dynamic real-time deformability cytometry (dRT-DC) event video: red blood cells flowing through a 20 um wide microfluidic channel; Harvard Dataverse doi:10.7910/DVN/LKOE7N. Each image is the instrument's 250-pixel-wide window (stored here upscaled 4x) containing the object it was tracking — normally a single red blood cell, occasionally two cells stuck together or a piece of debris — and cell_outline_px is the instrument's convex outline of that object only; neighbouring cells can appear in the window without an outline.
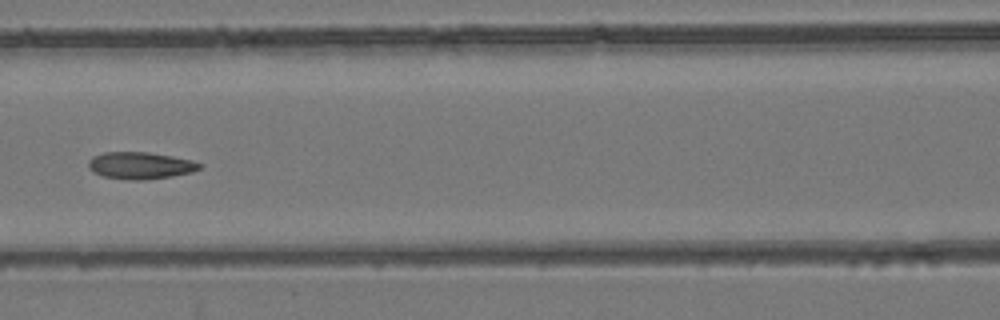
{"species": "common noctule bat (a hibernating species)", "species_latin": "Nyctalus noctula", "temperature_condition": "room temperature", "stored_images_in_passage": 6, "camera_frame_rate_fps": 3000, "um_per_image_px": 0.085, "animal": {"sex": "female", "body_mass_g": 24.6, "forearm_length_mm": 56.2}, "frame": {"image": 1, "passage_image": 5, "time_ms": 4.667, "image_size_px": [1000, 320], "cell_outline_px": [[204, 164], [200, 168], [192, 172], [172, 176], [144, 180], [132, 180], [104, 176], [92, 172], [88, 168], [88, 160], [92, 156], [104, 152], [148, 152], [172, 156], [192, 160]], "centroid_in_image_um": [11.92, 14.06], "position_along_channel_um": 154.7, "area_um2": 17.57}}
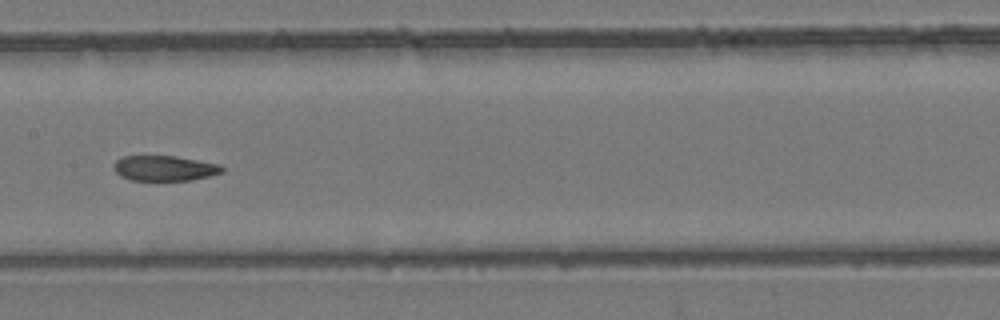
{"frame": {"image": 2, "passage_image": 6, "time_ms": 5.667, "image_size_px": [1000, 320], "cell_outline_px": [[224, 172], [192, 180], [128, 180], [120, 176], [112, 168], [116, 160], [124, 156], [176, 156], [220, 164], [224, 168]], "centroid_in_image_um": [13.98, 14.3], "position_along_channel_um": 193.4, "area_um2": 16.01}}